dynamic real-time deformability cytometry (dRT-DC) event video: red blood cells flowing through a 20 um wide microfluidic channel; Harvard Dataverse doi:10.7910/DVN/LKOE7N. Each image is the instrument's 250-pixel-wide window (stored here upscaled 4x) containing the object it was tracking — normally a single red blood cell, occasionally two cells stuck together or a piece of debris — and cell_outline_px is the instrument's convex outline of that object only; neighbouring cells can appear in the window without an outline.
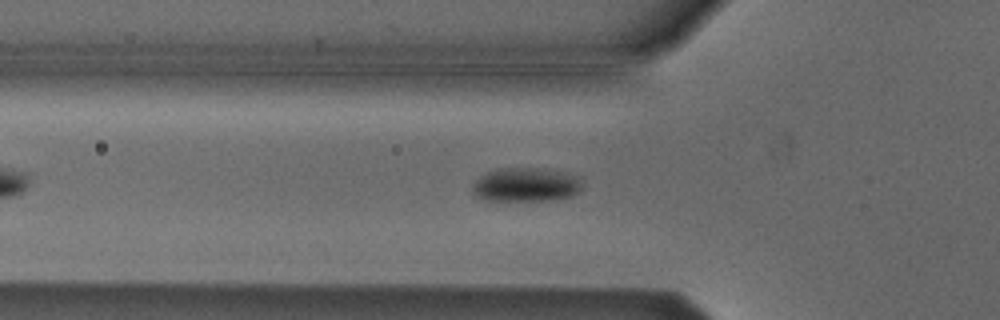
{"species": "Egyptian fruit bat (a non-hibernating species)", "species_latin": "Rousettus aegyptiacus", "temperature_condition": "cold", "stored_images_in_passage": 28, "camera_frame_rate_fps": 3000, "um_per_image_px": 0.085, "animal": {"sex": "male"}, "frame": {"image": 1, "passage_image": 11, "time_ms": 3.333, "image_size_px": [1000, 320], "cell_outline_px": [[580, 188], [572, 196], [556, 200], [484, 200], [476, 196], [472, 192], [472, 184], [480, 176], [496, 168], [544, 168], [568, 172], [580, 176]], "centroid_in_image_um": [44.7, 15.69], "position_along_channel_um": 81.1, "area_um2": 21.96}}
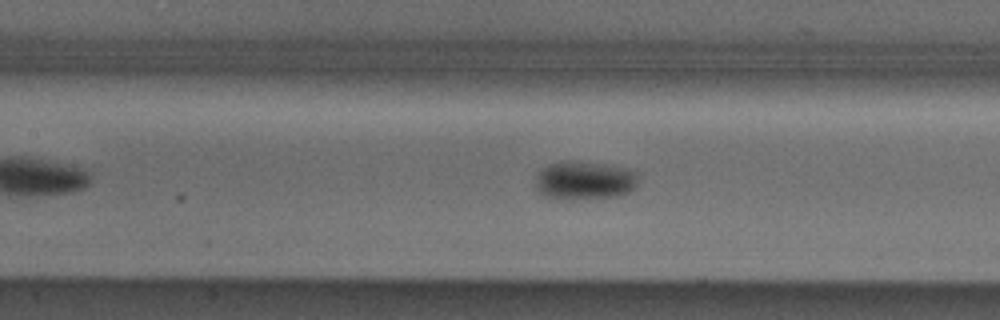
{"frame": {"image": 2, "passage_image": 17, "time_ms": 5.333, "image_size_px": [1000, 320], "cell_outline_px": [[640, 176], [632, 192], [620, 196], [576, 200], [564, 200], [544, 196], [536, 188], [536, 176], [544, 168], [552, 164], [564, 160], [572, 160], [604, 164], [624, 168], [636, 172]], "centroid_in_image_um": [49.72, 15.36], "position_along_channel_um": 157.7, "area_um2": 23.41}}
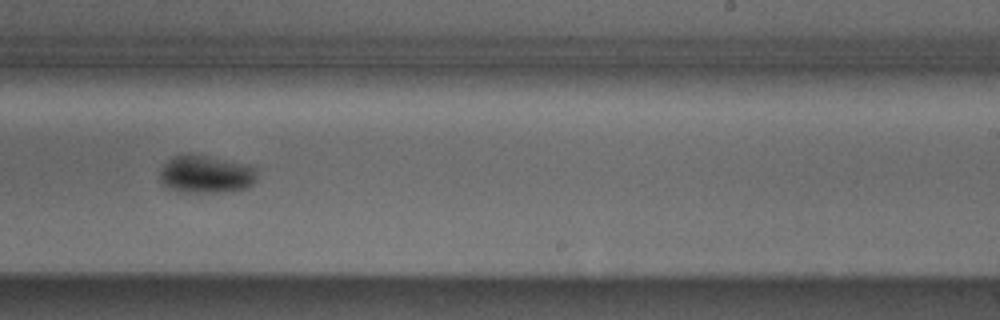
{"frame": {"image": 3, "passage_image": 26, "time_ms": 8.333, "image_size_px": [1000, 320], "cell_outline_px": [[256, 180], [248, 188], [220, 192], [180, 192], [168, 188], [160, 184], [160, 168], [172, 156], [204, 156], [256, 168]], "centroid_in_image_um": [17.44, 14.86], "position_along_channel_um": 271.6, "area_um2": 20.81}}